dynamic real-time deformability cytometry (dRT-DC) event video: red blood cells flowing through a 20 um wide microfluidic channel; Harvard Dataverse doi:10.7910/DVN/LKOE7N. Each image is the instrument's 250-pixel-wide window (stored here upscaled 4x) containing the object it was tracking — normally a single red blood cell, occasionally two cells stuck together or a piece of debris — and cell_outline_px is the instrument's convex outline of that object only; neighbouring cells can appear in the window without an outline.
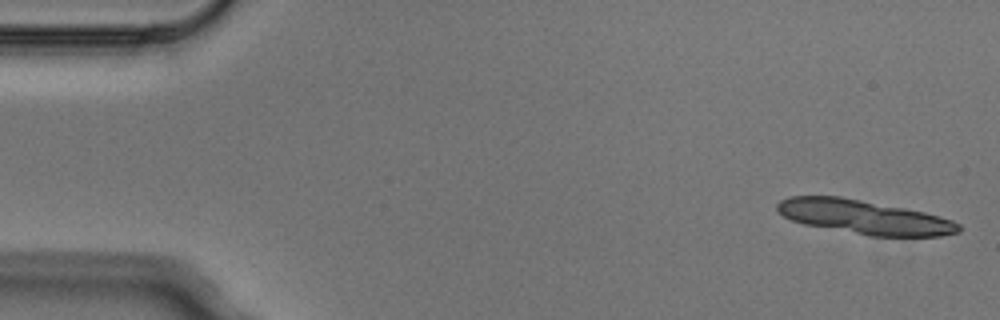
{"species": "Egyptian fruit bat (a non-hibernating species)", "species_latin": "Rousettus aegyptiacus", "temperature_condition": "cold", "stored_images_in_passage": 5, "camera_frame_rate_fps": 3000, "um_per_image_px": 0.085, "animal": {"sex": "male"}, "frame": {"image": 1, "passage_image": 1, "time_ms": 0.0, "image_size_px": [1000, 320], "cell_outline_px": [[960, 232], [940, 236], [872, 236], [804, 224], [792, 220], [784, 216], [776, 208], [776, 204], [780, 200], [788, 196], [840, 196], [904, 208], [924, 212], [952, 220], [960, 224]], "centroid_in_image_um": [73.45, 18.44], "position_along_channel_um": 11.6, "area_um2": 35.66}}
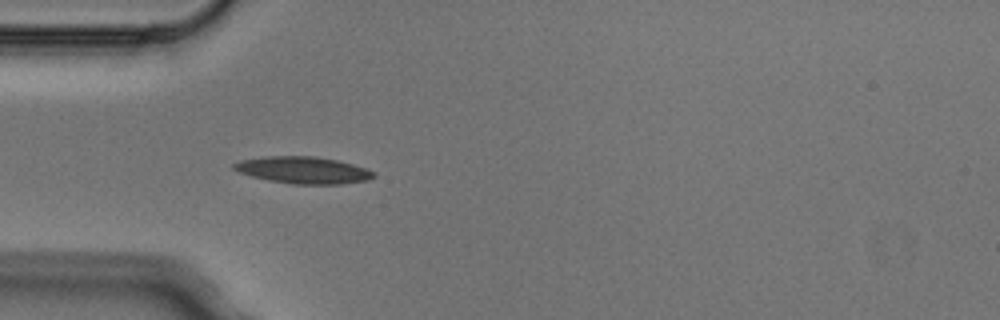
{"frame": {"image": 2, "passage_image": 5, "time_ms": 1.333, "image_size_px": [1000, 320], "cell_outline_px": [[376, 176], [368, 180], [340, 184], [292, 184], [268, 180], [252, 176], [240, 172], [232, 168], [232, 164], [240, 160], [264, 156], [316, 156], [336, 160], [352, 164], [376, 172]], "centroid_in_image_um": [25.76, 14.46], "position_along_channel_um": 59.2, "area_um2": 21.91}}